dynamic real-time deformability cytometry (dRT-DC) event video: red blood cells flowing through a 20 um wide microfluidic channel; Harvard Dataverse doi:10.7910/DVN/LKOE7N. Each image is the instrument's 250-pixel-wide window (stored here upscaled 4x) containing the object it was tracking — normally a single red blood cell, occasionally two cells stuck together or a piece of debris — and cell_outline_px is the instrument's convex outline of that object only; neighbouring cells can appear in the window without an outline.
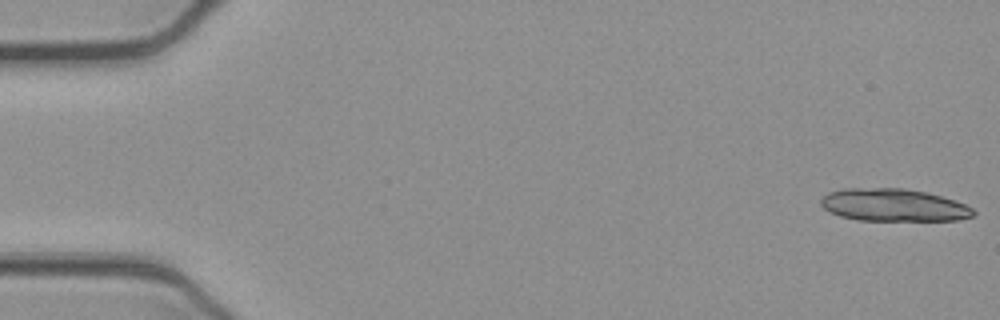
{"species": "common noctule bat (a hibernating species)", "species_latin": "Nyctalus noctula", "temperature_condition": "cold", "stored_images_in_passage": 19, "camera_frame_rate_fps": 3000, "um_per_image_px": 0.085, "animal": {"sex": "female", "body_mass_g": 21.9}, "frame": {"image": 1, "passage_image": 1, "time_ms": 0.0, "image_size_px": [1000, 320], "cell_outline_px": [[976, 212], [972, 216], [956, 220], [856, 220], [840, 216], [828, 212], [820, 204], [820, 200], [828, 192], [844, 188], [904, 188], [924, 192], [940, 196], [964, 204], [972, 208]], "centroid_in_image_um": [75.89, 17.43], "position_along_channel_um": 9.1, "area_um2": 28.78}}